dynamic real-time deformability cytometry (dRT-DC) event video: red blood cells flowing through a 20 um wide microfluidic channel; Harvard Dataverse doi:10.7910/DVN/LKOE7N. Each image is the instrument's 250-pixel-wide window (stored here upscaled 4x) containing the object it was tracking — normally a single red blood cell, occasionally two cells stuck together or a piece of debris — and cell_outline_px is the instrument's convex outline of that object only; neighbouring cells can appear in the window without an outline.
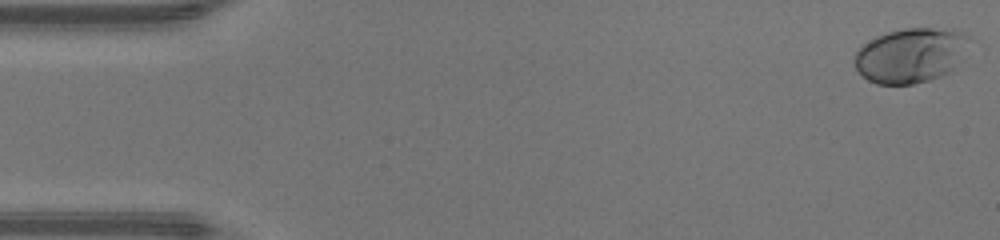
{"species": "human", "species_latin": "Homo sapiens", "temperature_condition": "warm", "stored_images_in_passage": 47, "camera_frame_rate_fps": 3000, "um_per_image_px": 0.085, "donor": {"sex": "male"}, "frame": {"image": 1, "passage_image": 1, "time_ms": 0.0, "image_size_px": [1000, 240], "cell_outline_px": [[972, 36], [960, 60], [948, 72], [940, 76], [928, 80], [912, 84], [876, 84], [868, 80], [856, 68], [852, 60], [856, 52], [864, 44], [876, 36], [888, 32], [904, 28], [952, 28]], "centroid_in_image_um": [77.41, 4.68], "position_along_channel_um": 7.6, "area_um2": 36.65}}
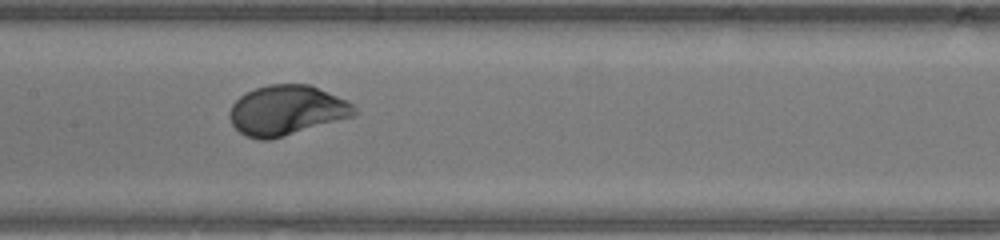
{"frame": {"image": 2, "passage_image": 23, "time_ms": 7.333, "image_size_px": [1000, 240], "cell_outline_px": [[360, 112], [356, 116], [284, 136], [268, 140], [260, 140], [248, 136], [240, 132], [232, 124], [228, 116], [228, 112], [232, 104], [240, 96], [256, 88], [268, 84], [308, 84], [348, 100]], "centroid_in_image_um": [24.39, 9.38], "position_along_channel_um": 183.0, "area_um2": 36.41}}
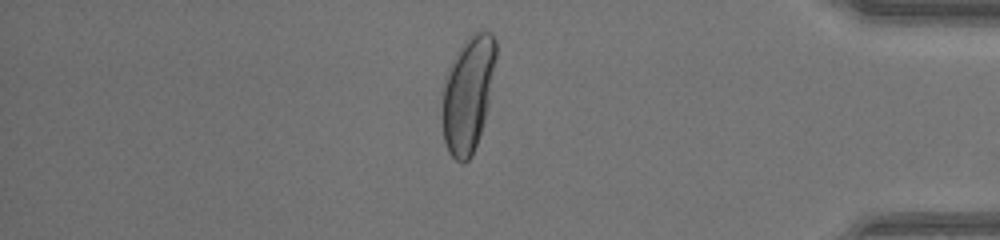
{"frame": {"image": 3, "passage_image": 40, "time_ms": 13.0, "image_size_px": [1000, 240], "cell_outline_px": [[496, 56], [488, 104], [480, 132], [472, 156], [464, 164], [460, 164], [448, 152], [444, 140], [440, 120], [440, 112], [444, 76], [456, 52], [464, 40], [472, 32], [484, 28], [492, 32], [496, 40]], "centroid_in_image_um": [39.74, 7.96], "position_along_channel_um": 395.5, "area_um2": 37.05}, "authors_computed_cell_mechanics": {"area_um2": 35.8938, "velocity_mm_per_s": 4.3641, "shape_relaxation_time_tau1_ms": 2.1634, "shape_relaxation_time_tau2_ms": null, "deformation_change_tau1": 0.1605, "deformation_change_tau2": null}}